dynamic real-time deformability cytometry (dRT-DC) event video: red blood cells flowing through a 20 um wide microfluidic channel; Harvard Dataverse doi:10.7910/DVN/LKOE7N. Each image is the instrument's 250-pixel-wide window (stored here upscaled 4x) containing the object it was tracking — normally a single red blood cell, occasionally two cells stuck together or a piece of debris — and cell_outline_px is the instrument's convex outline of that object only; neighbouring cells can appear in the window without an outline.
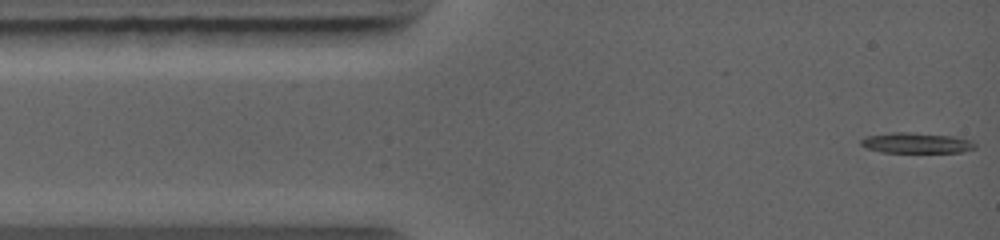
{"species": "common noctule bat (a hibernating species)", "species_latin": "Nyctalus noctula", "temperature_condition": "warm", "stored_images_in_passage": 36, "camera_frame_rate_fps": 5000, "um_per_image_px": 0.085, "animal": {"sex": "female", "body_mass_g": 19.0, "forearm_length_mm": 56.7}, "frame": {"image": 1, "passage_image": 1, "time_ms": 0.0, "image_size_px": [1000, 240], "cell_outline_px": [[976, 148], [960, 152], [880, 152], [868, 148], [860, 144], [860, 140], [864, 136], [892, 132], [912, 132], [956, 136], [972, 140], [976, 144]], "centroid_in_image_um": [77.9, 12.13], "position_along_channel_um": 7.1, "area_um2": 13.81}}
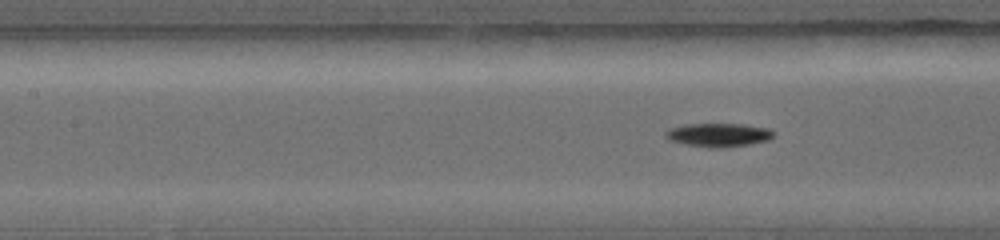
{"frame": {"image": 2, "passage_image": 16, "time_ms": 4.4, "image_size_px": [1000, 240], "cell_outline_px": [[776, 132], [768, 140], [748, 144], [720, 148], [708, 148], [684, 144], [668, 140], [664, 136], [664, 132], [668, 128], [684, 124], [744, 124], [768, 128]], "centroid_in_image_um": [61.01, 11.46], "position_along_channel_um": 146.4, "area_um2": 15.03}}
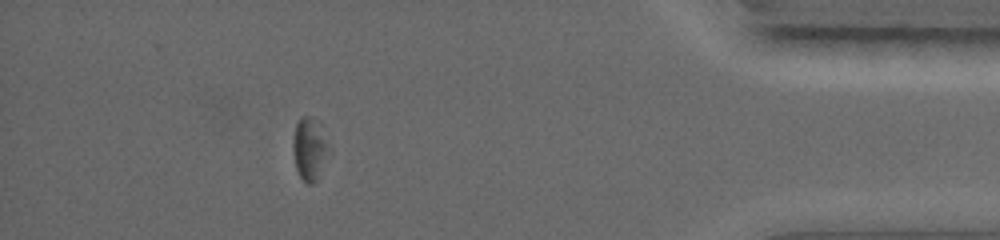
{"frame": {"image": 3, "passage_image": 31, "time_ms": 11.0, "image_size_px": [1000, 240], "cell_outline_px": [[324, 148], [316, 180], [312, 184], [308, 184], [300, 176], [296, 168], [292, 152], [292, 140], [296, 124], [300, 116], [312, 116], [320, 120], [324, 144]], "centroid_in_image_um": [26.17, 12.55], "position_along_channel_um": 409.0, "area_um2": 12.08}}